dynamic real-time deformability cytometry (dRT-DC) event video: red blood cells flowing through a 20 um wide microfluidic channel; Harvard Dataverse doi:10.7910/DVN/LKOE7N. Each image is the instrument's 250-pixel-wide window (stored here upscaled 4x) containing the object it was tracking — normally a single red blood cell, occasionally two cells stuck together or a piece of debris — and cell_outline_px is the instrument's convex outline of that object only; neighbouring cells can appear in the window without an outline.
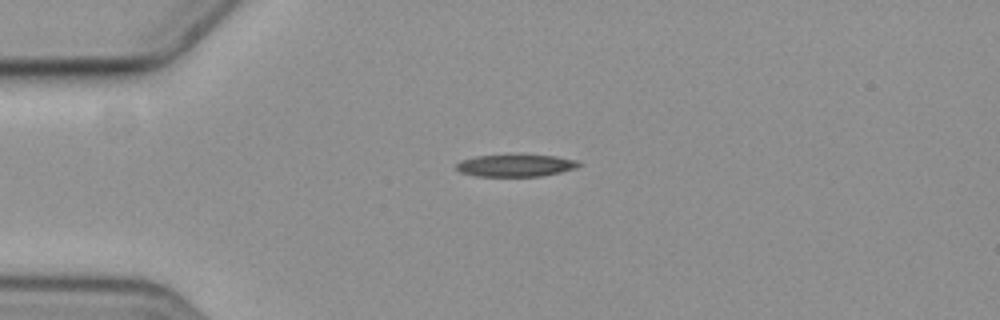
{"species": "common noctule bat (a hibernating species)", "species_latin": "Nyctalus noctula", "temperature_condition": "cold", "stored_images_in_passage": 39, "camera_frame_rate_fps": 3000, "um_per_image_px": 0.085, "animal": {"sex": "female", "body_mass_g": 19.3, "forearm_length_mm": 54.1}, "frame": {"image": 1, "passage_image": 1, "time_ms": 0.0, "image_size_px": [1000, 320], "cell_outline_px": [[584, 164], [576, 168], [560, 172], [540, 176], [476, 176], [460, 172], [456, 168], [456, 164], [460, 160], [476, 156], [556, 156], [576, 160]], "centroid_in_image_um": [43.83, 14.08], "position_along_channel_um": 41.2, "area_um2": 15.49}}
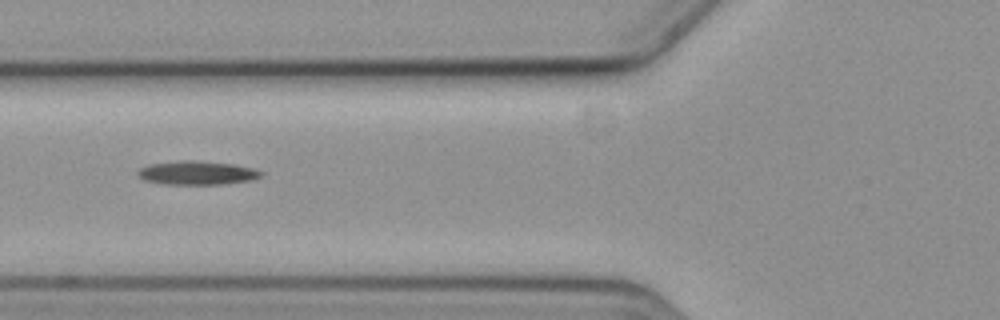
{"frame": {"image": 2, "passage_image": 9, "time_ms": 2.667, "image_size_px": [1000, 320], "cell_outline_px": [[264, 176], [252, 180], [220, 184], [164, 184], [144, 180], [136, 172], [140, 168], [148, 164], [180, 160], [196, 160], [236, 164], [256, 168], [264, 172]], "centroid_in_image_um": [16.81, 14.68], "position_along_channel_um": 109.0, "area_um2": 17.34}}
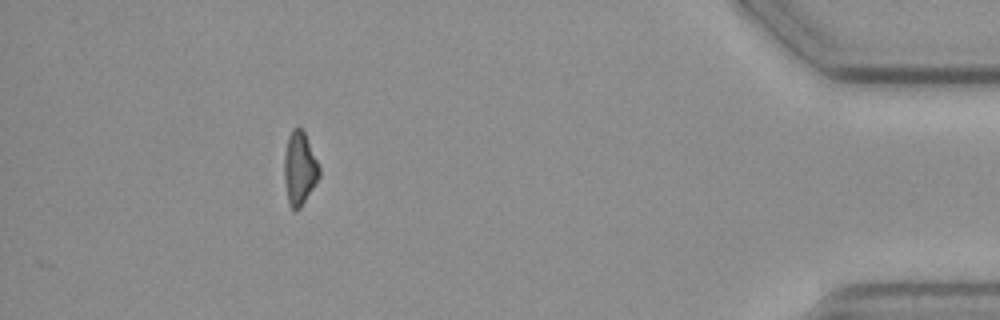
{"frame": {"image": 3, "passage_image": 39, "time_ms": 12.667, "image_size_px": [1000, 320], "cell_outline_px": [[320, 176], [300, 208], [296, 212], [288, 204], [284, 180], [284, 156], [288, 136], [292, 128], [300, 128], [304, 132], [320, 168]], "centroid_in_image_um": [25.44, 14.34], "position_along_channel_um": 409.8, "area_um2": 14.85}}